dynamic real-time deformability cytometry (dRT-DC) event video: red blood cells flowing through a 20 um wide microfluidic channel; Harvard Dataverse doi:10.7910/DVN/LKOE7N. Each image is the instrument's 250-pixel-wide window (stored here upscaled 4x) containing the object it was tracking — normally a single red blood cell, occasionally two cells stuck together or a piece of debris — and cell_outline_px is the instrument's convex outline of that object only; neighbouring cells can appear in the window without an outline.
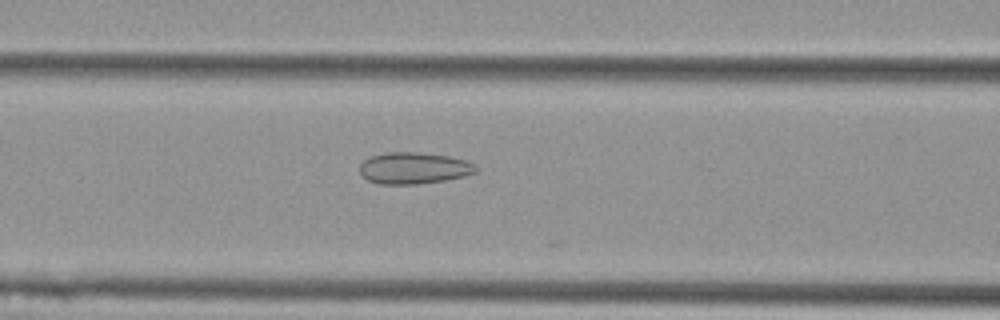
{"species": "Egyptian fruit bat (a non-hibernating species)", "species_latin": "Rousettus aegyptiacus", "temperature_condition": "cold", "stored_images_in_passage": 27, "camera_frame_rate_fps": 3000, "um_per_image_px": 0.085, "animal": {"sex": "female"}, "frame": {"image": 1, "passage_image": 23, "time_ms": 7.333, "image_size_px": [1000, 320], "cell_outline_px": [[476, 172], [464, 176], [444, 180], [416, 184], [380, 184], [368, 180], [360, 172], [360, 164], [364, 160], [372, 156], [384, 152], [416, 152], [448, 156], [464, 160], [476, 164]], "centroid_in_image_um": [35.16, 14.28], "position_along_channel_um": 131.4, "area_um2": 21.21}}
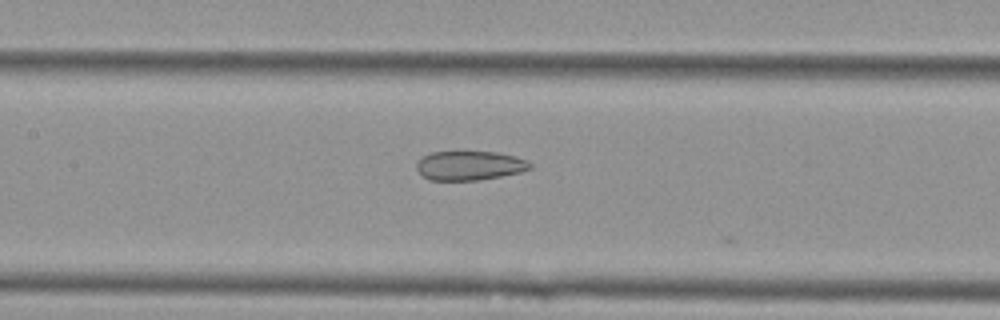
{"frame": {"image": 2, "passage_image": 26, "time_ms": 8.333, "image_size_px": [1000, 320], "cell_outline_px": [[532, 168], [520, 172], [480, 180], [428, 180], [416, 168], [416, 164], [424, 156], [432, 152], [496, 152], [516, 156], [528, 160], [532, 164]], "centroid_in_image_um": [39.95, 14.07], "position_along_channel_um": 167.4, "area_um2": 19.25}}